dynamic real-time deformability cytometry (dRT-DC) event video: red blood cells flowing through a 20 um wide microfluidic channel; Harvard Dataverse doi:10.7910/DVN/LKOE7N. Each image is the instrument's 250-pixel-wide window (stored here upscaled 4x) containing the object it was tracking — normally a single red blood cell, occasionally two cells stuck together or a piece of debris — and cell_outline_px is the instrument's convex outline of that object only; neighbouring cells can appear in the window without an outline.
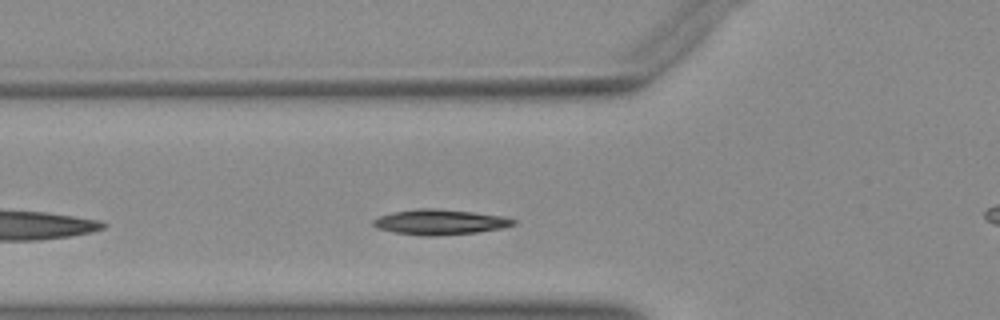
{"species": "Egyptian fruit bat (a non-hibernating species)", "species_latin": "Rousettus aegyptiacus", "temperature_condition": "warm", "stored_images_in_passage": 28, "camera_frame_rate_fps": 3000, "um_per_image_px": 0.085, "animal": {"sex": "female"}, "frame": {"image": 1, "passage_image": 3, "time_ms": 0.667, "image_size_px": [1000, 320], "cell_outline_px": [[516, 224], [504, 228], [476, 232], [436, 236], [428, 236], [396, 232], [376, 228], [372, 224], [372, 220], [380, 216], [392, 212], [420, 208], [436, 208], [472, 212], [504, 216], [516, 220]], "centroid_in_image_um": [37.41, 18.87], "position_along_channel_um": 88.4, "area_um2": 20.58}}
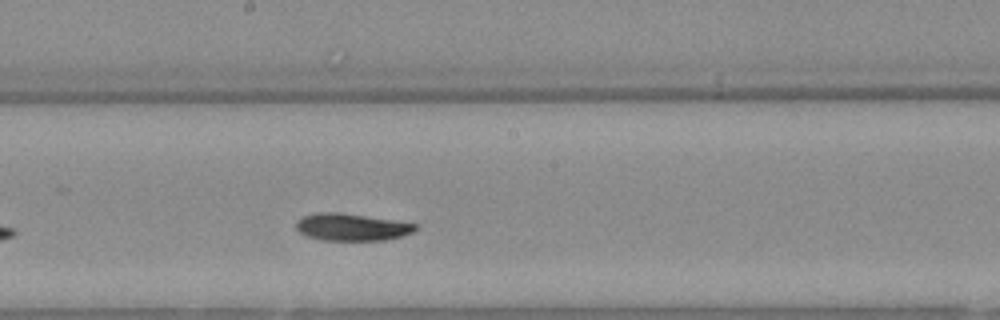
{"frame": {"image": 2, "passage_image": 13, "time_ms": 4.0, "image_size_px": [1000, 320], "cell_outline_px": [[416, 232], [384, 240], [320, 240], [308, 236], [300, 232], [296, 228], [296, 220], [304, 216], [320, 212], [336, 212], [392, 220], [416, 224]], "centroid_in_image_um": [29.87, 19.31], "position_along_channel_um": 218.3, "area_um2": 18.61}}
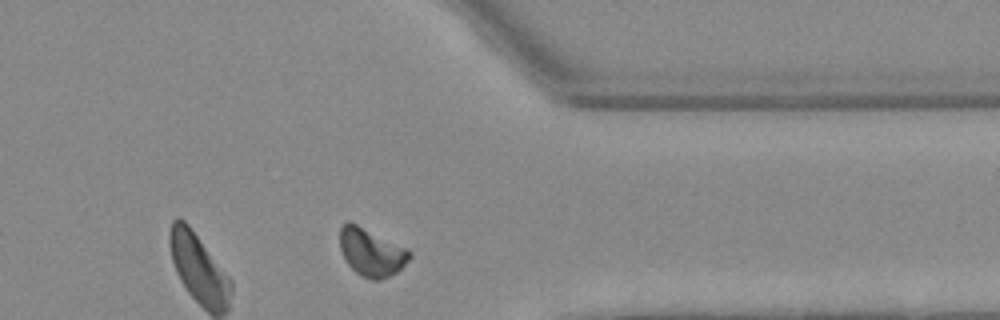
{"frame": {"image": 3, "passage_image": 26, "time_ms": 8.333, "image_size_px": [1000, 320], "cell_outline_px": [[412, 256], [396, 272], [380, 280], [372, 280], [360, 276], [344, 260], [340, 248], [340, 228], [348, 220], [408, 248], [412, 252]], "centroid_in_image_um": [31.56, 21.44], "position_along_channel_um": 379.8, "area_um2": 19.42}}